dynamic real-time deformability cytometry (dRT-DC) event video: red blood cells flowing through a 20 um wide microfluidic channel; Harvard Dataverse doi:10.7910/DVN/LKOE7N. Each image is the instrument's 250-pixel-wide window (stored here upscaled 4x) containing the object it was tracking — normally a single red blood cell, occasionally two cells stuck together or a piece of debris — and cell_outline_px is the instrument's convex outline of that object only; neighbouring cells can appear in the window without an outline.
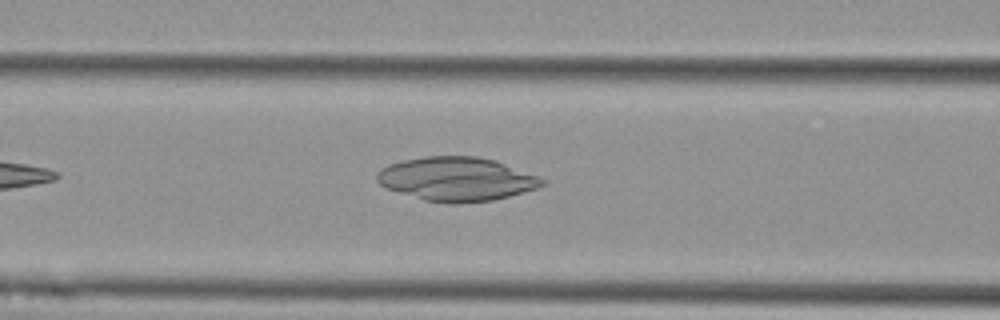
{"species": "Egyptian fruit bat (a non-hibernating species)", "species_latin": "Rousettus aegyptiacus", "temperature_condition": "cold", "stored_images_in_passage": 7, "camera_frame_rate_fps": 3000, "um_per_image_px": 0.085, "animal": {"sex": "female"}, "frame": {"image": 1, "passage_image": 7, "time_ms": 2.0, "image_size_px": [1000, 320], "cell_outline_px": [[548, 184], [536, 188], [508, 196], [492, 200], [456, 204], [448, 204], [424, 200], [384, 188], [376, 180], [376, 172], [380, 168], [388, 164], [404, 160], [424, 156], [476, 156], [496, 160], [540, 176], [548, 180]], "centroid_in_image_um": [38.81, 15.22], "position_along_channel_um": 127.8, "area_um2": 42.71}}